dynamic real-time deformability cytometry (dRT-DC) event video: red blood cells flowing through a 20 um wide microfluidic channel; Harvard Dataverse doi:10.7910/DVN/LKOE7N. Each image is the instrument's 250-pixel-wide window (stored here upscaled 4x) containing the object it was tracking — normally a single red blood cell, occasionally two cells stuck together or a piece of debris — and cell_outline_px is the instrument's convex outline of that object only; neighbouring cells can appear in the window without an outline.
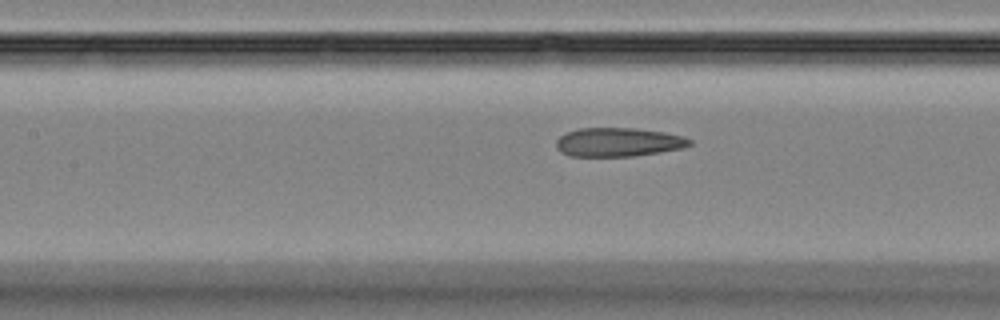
{"species": "Egyptian fruit bat (a non-hibernating species)", "species_latin": "Rousettus aegyptiacus", "temperature_condition": "room temperature", "stored_images_in_passage": 49, "camera_frame_rate_fps": 3000, "um_per_image_px": 0.085, "animal": {"sex": "female"}, "frame": {"image": 1, "passage_image": 22, "time_ms": 7.0, "image_size_px": [1000, 320], "cell_outline_px": [[692, 144], [684, 148], [660, 152], [632, 156], [568, 156], [560, 152], [556, 148], [556, 140], [560, 136], [568, 132], [580, 128], [636, 128], [664, 132], [684, 136], [692, 140]], "centroid_in_image_um": [52.57, 12.08], "position_along_channel_um": 154.8, "area_um2": 22.54}}
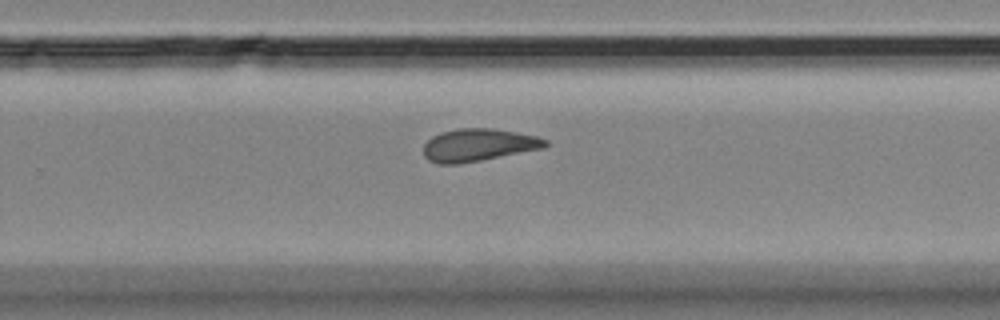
{"frame": {"image": 2, "passage_image": 32, "time_ms": 10.333, "image_size_px": [1000, 320], "cell_outline_px": [[548, 144], [544, 148], [460, 164], [440, 164], [428, 160], [424, 156], [424, 144], [432, 136], [440, 132], [460, 128], [492, 128], [536, 136], [548, 140]], "centroid_in_image_um": [40.64, 12.33], "position_along_channel_um": 289.2, "area_um2": 23.06}}
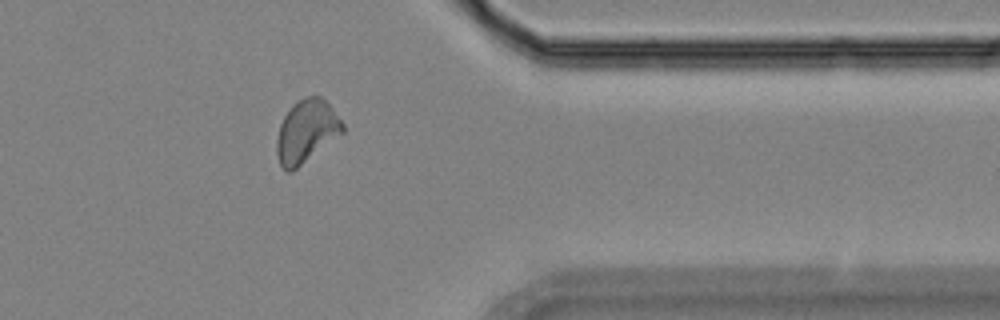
{"frame": {"image": 3, "passage_image": 40, "time_ms": 13.0, "image_size_px": [1000, 320], "cell_outline_px": [[344, 132], [292, 172], [288, 172], [280, 164], [276, 152], [276, 140], [280, 124], [284, 116], [292, 104], [296, 100], [304, 96], [320, 96], [332, 108], [344, 124]], "centroid_in_image_um": [26.03, 11.15], "position_along_channel_um": 385.4, "area_um2": 24.1}}